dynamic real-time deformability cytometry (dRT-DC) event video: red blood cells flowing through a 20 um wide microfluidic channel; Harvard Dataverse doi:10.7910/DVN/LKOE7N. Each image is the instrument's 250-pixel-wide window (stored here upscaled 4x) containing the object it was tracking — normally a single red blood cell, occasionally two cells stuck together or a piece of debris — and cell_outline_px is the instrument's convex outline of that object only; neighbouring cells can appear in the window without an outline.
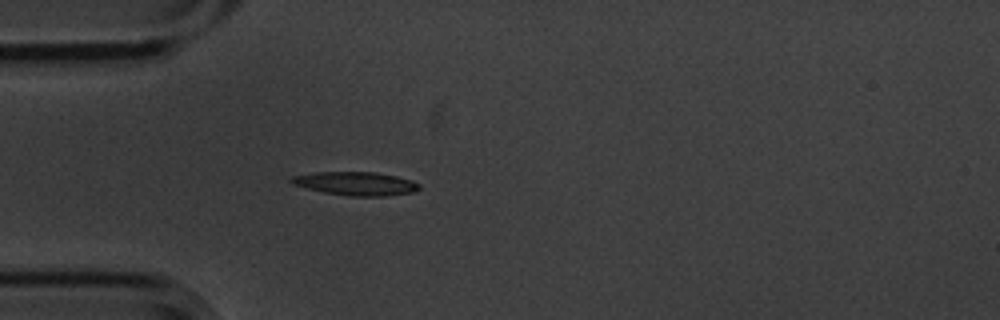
{"species": "common noctule bat (a hibernating species)", "species_latin": "Nyctalus noctula", "temperature_condition": "cold", "stored_images_in_passage": 4, "camera_frame_rate_fps": 3000, "um_per_image_px": 0.085, "animal": {"sex": "male", "body_mass_g": 20.1, "forearm_length_mm": 53.5}, "frame": {"image": 1, "passage_image": 4, "time_ms": 1.0, "image_size_px": [1000, 320], "cell_outline_px": [[420, 188], [416, 192], [384, 196], [352, 196], [324, 192], [292, 184], [288, 180], [292, 176], [316, 172], [376, 172], [396, 176], [412, 180], [420, 184]], "centroid_in_image_um": [30.27, 15.6], "position_along_channel_um": 54.7, "area_um2": 17.51}}